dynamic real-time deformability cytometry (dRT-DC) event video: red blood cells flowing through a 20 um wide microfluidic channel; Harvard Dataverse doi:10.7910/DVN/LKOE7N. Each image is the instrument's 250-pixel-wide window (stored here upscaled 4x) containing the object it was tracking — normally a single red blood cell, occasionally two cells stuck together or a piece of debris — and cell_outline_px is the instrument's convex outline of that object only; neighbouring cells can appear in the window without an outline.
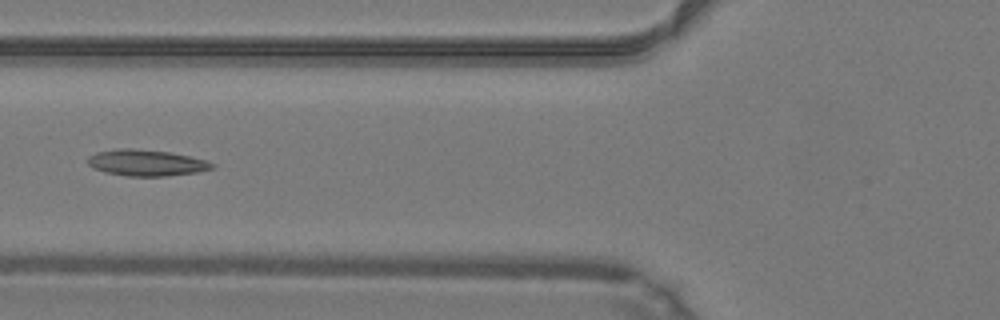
{"species": "common noctule bat (a hibernating species)", "species_latin": "Nyctalus noctula", "temperature_condition": "warm", "stored_images_in_passage": 41, "camera_frame_rate_fps": 3000, "um_per_image_px": 0.085, "animal": {"sex": "male", "body_mass_g": 19.2, "forearm_length_mm": 51.8}, "frame": {"image": 1, "passage_image": 12, "time_ms": 3.667, "image_size_px": [1000, 320], "cell_outline_px": [[216, 164], [212, 168], [196, 172], [164, 176], [128, 176], [104, 172], [88, 164], [88, 156], [96, 152], [116, 148], [132, 148], [168, 152], [188, 156], [204, 160]], "centroid_in_image_um": [12.4, 13.83], "position_along_channel_um": 113.4, "area_um2": 18.79}, "authors_computed_cell_mechanics": {"area_um2": 18.7272, "velocity_mm_per_s": 4.2458, "shape_relaxation_time_tau1_ms": 9.1291, "shape_relaxation_time_tau2_ms": 2.35, "deformation_change_tau1": 0.2398, "deformation_change_tau2": 0.1271}}